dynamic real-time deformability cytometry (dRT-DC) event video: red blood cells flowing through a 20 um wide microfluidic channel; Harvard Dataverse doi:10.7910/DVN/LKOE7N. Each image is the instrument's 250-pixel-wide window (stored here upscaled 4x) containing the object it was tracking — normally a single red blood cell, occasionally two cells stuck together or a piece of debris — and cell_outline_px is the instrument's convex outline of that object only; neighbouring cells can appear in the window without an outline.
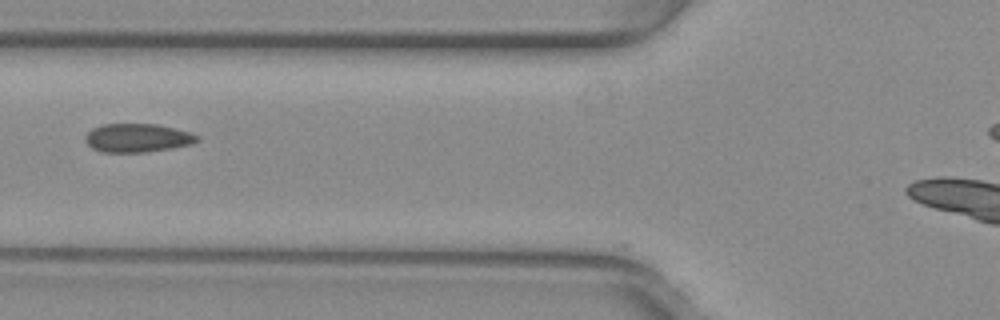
{"species": "common noctule bat (a hibernating species)", "species_latin": "Nyctalus noctula", "temperature_condition": "warm", "stored_images_in_passage": 39, "camera_frame_rate_fps": 3000, "um_per_image_px": 0.085, "animal": {"sex": "female", "body_mass_g": 29.2, "forearm_length_mm": 56.3}, "frame": {"image": 1, "passage_image": 13, "time_ms": 4.0, "image_size_px": [1000, 320], "cell_outline_px": [[200, 140], [192, 144], [172, 148], [148, 152], [100, 152], [92, 148], [84, 140], [84, 136], [92, 128], [104, 124], [156, 124], [192, 132], [200, 136]], "centroid_in_image_um": [11.7, 11.72], "position_along_channel_um": 114.1, "area_um2": 18.84}}
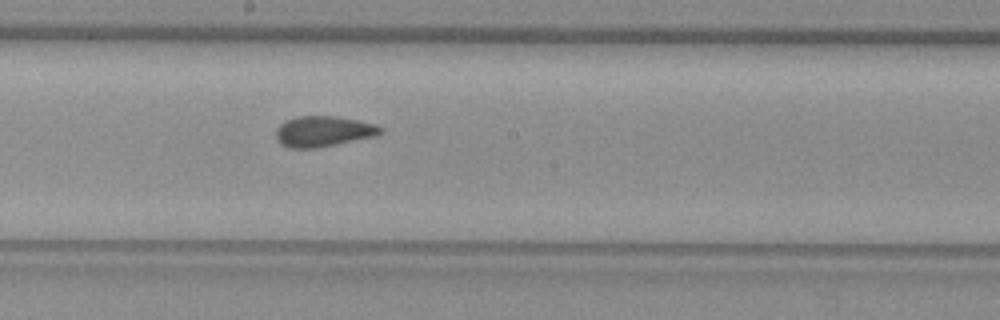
{"frame": {"image": 2, "passage_image": 21, "time_ms": 6.667, "image_size_px": [1000, 320], "cell_outline_px": [[384, 132], [376, 136], [316, 148], [288, 148], [280, 144], [276, 140], [276, 128], [284, 120], [296, 116], [336, 116], [376, 124], [384, 128]], "centroid_in_image_um": [27.47, 11.16], "position_along_channel_um": 220.7, "area_um2": 18.9}}
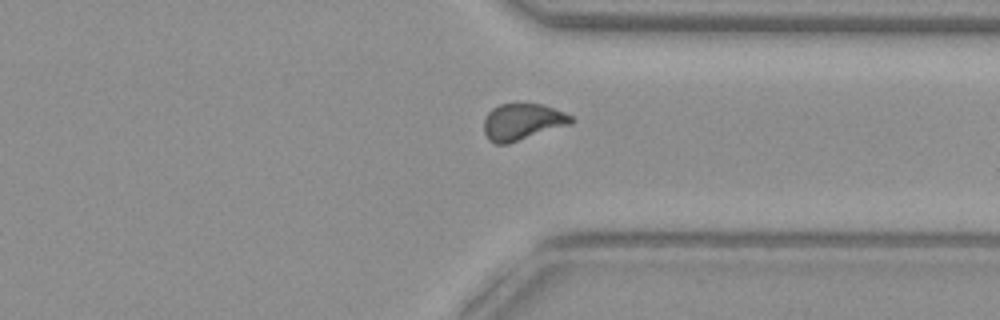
{"frame": {"image": 3, "passage_image": 32, "time_ms": 10.333, "image_size_px": [1000, 320], "cell_outline_px": [[576, 120], [572, 124], [508, 144], [496, 144], [488, 140], [484, 132], [484, 120], [488, 112], [492, 108], [500, 104], [544, 104], [564, 112], [572, 116]], "centroid_in_image_um": [44.42, 10.36], "position_along_channel_um": 367.0, "area_um2": 18.79}}